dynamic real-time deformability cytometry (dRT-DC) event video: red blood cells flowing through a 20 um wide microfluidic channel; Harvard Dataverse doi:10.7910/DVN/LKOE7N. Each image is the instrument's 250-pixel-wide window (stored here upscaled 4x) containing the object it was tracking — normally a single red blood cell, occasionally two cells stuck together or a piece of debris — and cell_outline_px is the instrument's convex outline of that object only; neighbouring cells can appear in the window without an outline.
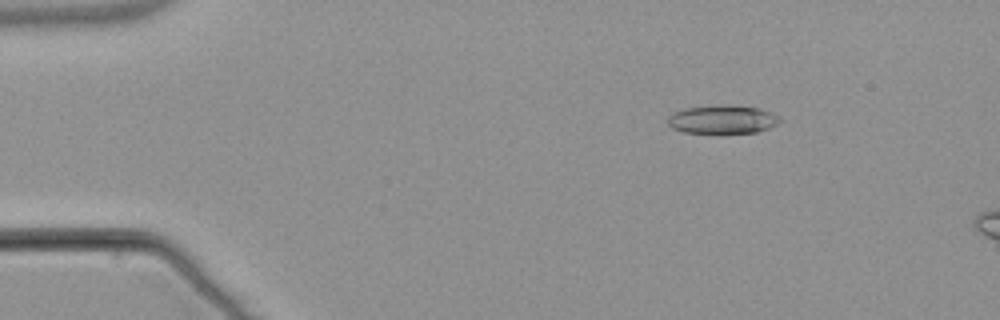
{"species": "common noctule bat (a hibernating species)", "species_latin": "Nyctalus noctula", "temperature_condition": "warm", "stored_images_in_passage": 11, "camera_frame_rate_fps": 3000, "um_per_image_px": 0.085, "animal": {"sex": "male", "body_mass_g": 21.5, "forearm_length_mm": 52.0}, "frame": {"image": 1, "passage_image": 5, "time_ms": 1.333, "image_size_px": [1000, 320], "cell_outline_px": [[784, 120], [768, 128], [756, 132], [724, 136], [684, 132], [672, 128], [668, 124], [668, 116], [672, 112], [684, 108], [760, 108], [780, 116]], "centroid_in_image_um": [61.41, 10.26], "position_along_channel_um": 23.6, "area_um2": 18.5}}